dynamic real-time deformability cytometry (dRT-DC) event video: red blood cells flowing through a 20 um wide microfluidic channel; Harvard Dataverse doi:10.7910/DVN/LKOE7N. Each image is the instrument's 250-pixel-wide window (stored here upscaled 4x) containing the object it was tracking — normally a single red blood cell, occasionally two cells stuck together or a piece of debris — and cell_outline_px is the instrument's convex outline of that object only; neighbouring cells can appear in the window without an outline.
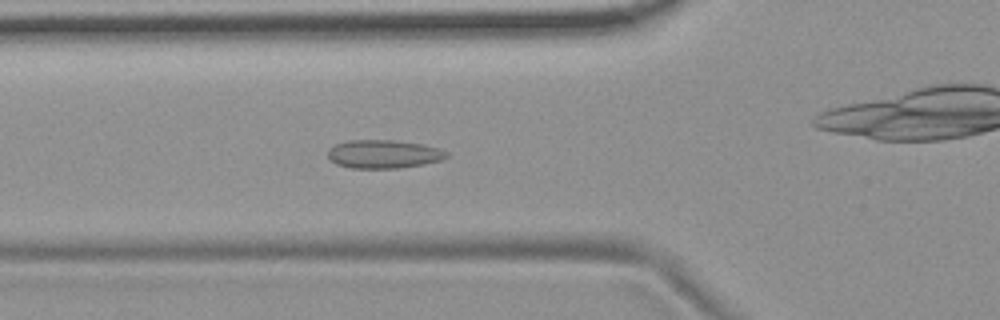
{"species": "common noctule bat (a hibernating species)", "species_latin": "Nyctalus noctula", "temperature_condition": "room temperature", "stored_images_in_passage": 56, "camera_frame_rate_fps": 3000, "um_per_image_px": 0.085, "animal": {"sex": "female", "body_mass_g": 19.9}, "frame": {"image": 1, "passage_image": 20, "time_ms": 6.333, "image_size_px": [1000, 320], "cell_outline_px": [[448, 156], [440, 160], [424, 164], [400, 168], [348, 168], [336, 164], [328, 160], [328, 148], [336, 144], [348, 140], [392, 140], [424, 144], [440, 148], [448, 152]], "centroid_in_image_um": [32.58, 13.1], "position_along_channel_um": 93.2, "area_um2": 19.88}}
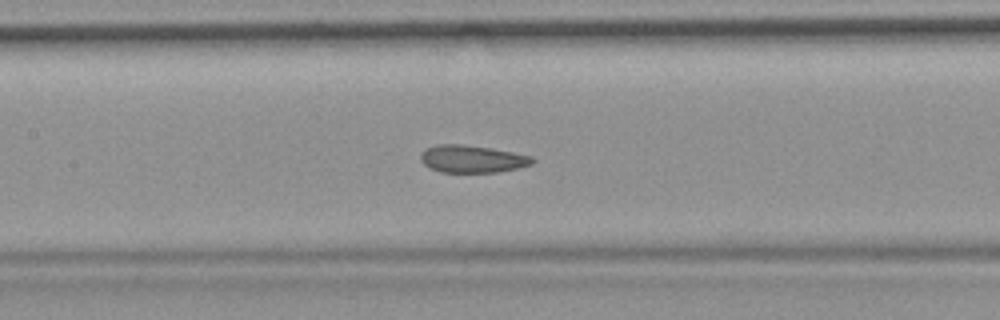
{"frame": {"image": 2, "passage_image": 26, "time_ms": 8.333, "image_size_px": [1000, 320], "cell_outline_px": [[536, 160], [532, 164], [516, 168], [496, 172], [440, 172], [424, 164], [420, 160], [420, 156], [424, 148], [436, 144], [460, 144], [492, 148], [532, 156]], "centroid_in_image_um": [40.12, 13.5], "position_along_channel_um": 167.3, "area_um2": 17.86}}
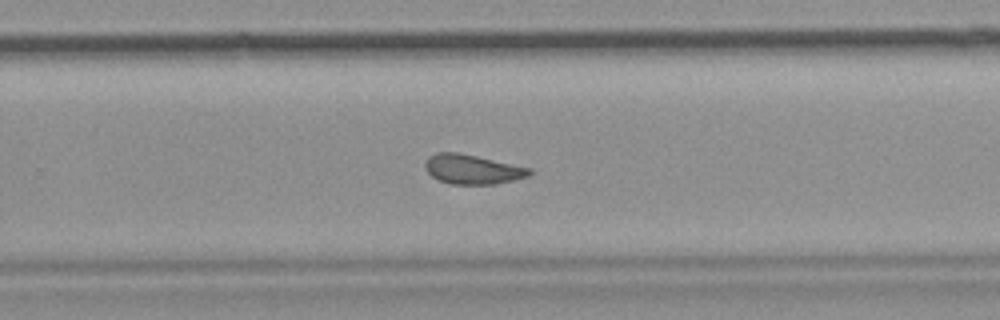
{"frame": {"image": 3, "passage_image": 36, "time_ms": 11.667, "image_size_px": [1000, 320], "cell_outline_px": [[532, 172], [528, 176], [496, 184], [448, 184], [436, 180], [424, 168], [424, 164], [428, 156], [436, 152], [456, 152], [476, 156], [532, 168]], "centroid_in_image_um": [40.11, 14.39], "position_along_channel_um": 289.7, "area_um2": 18.03}, "authors_computed_cell_mechanics": {"area_um2": 19.074, "velocity_mm_per_s": 3.6972, "shape_relaxation_time_tau1_ms": null, "shape_relaxation_time_tau2_ms": 2.8386, "deformation_change_tau1": null, "deformation_change_tau2": 0.068}}